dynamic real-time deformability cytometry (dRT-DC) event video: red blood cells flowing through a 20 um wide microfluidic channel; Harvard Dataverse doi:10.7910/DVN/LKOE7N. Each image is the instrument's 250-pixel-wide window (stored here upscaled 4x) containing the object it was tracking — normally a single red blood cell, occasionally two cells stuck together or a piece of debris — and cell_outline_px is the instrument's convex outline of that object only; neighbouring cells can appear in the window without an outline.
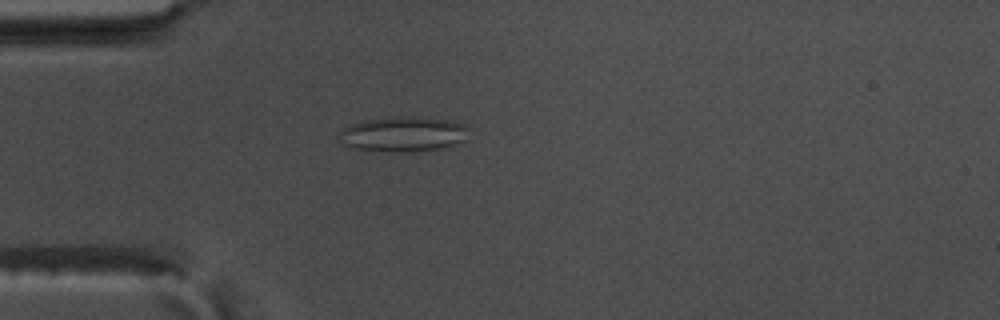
{"species": "common noctule bat (a hibernating species)", "species_latin": "Nyctalus noctula", "temperature_condition": "warm", "stored_images_in_passage": 58, "camera_frame_rate_fps": 3000, "um_per_image_px": 0.085, "animal": {"sex": "male", "body_mass_g": 17.5, "forearm_length_mm": 52.3}, "frame": {"image": 1, "passage_image": 17, "time_ms": 5.333, "image_size_px": [1000, 320], "cell_outline_px": [[468, 128], [464, 140], [456, 144], [440, 148], [404, 152], [396, 152], [352, 148], [344, 144], [336, 136], [344, 128], [352, 124], [364, 120], [400, 116], [416, 116], [444, 120], [464, 124]], "centroid_in_image_um": [34.23, 11.39], "position_along_channel_um": 50.8, "area_um2": 26.24}}
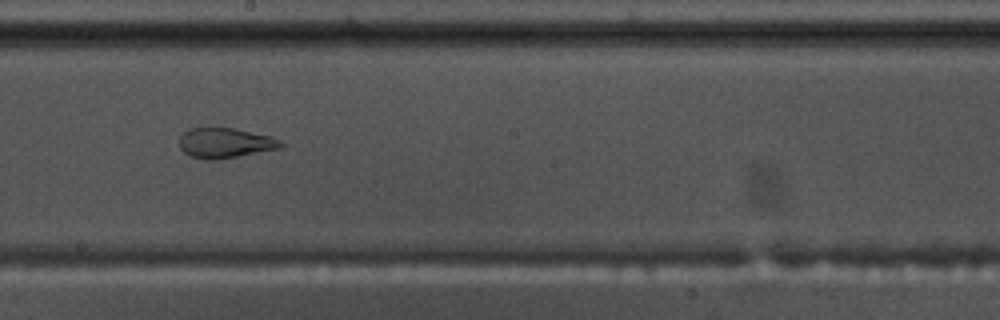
{"frame": {"image": 2, "passage_image": 33, "time_ms": 10.667, "image_size_px": [1000, 320], "cell_outline_px": [[284, 148], [212, 160], [208, 160], [188, 156], [180, 148], [180, 136], [188, 128], [232, 128], [272, 136], [280, 140], [284, 144]], "centroid_in_image_um": [19.15, 12.15], "position_along_channel_um": 229.0, "area_um2": 17.8}}
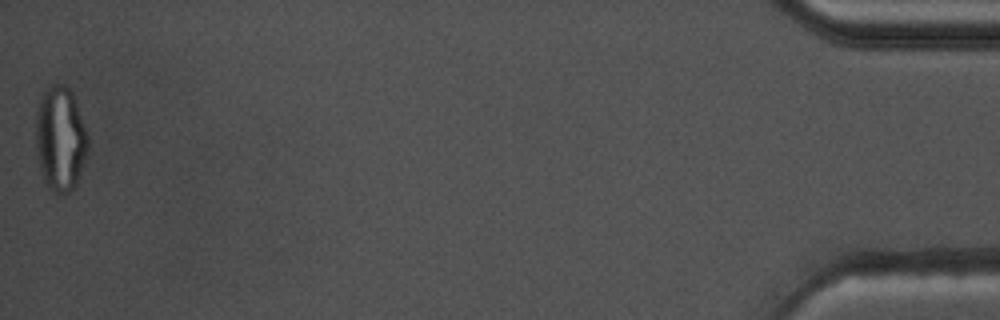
{"frame": {"image": 3, "passage_image": 58, "time_ms": 19.0, "image_size_px": [1000, 320], "cell_outline_px": [[88, 148], [76, 184], [68, 192], [56, 192], [44, 180], [40, 164], [36, 144], [36, 112], [40, 96], [52, 84], [64, 84], [72, 92], [84, 124], [88, 136]], "centroid_in_image_um": [5.13, 11.73], "position_along_channel_um": 430.1, "area_um2": 31.15}, "authors_computed_cell_mechanics": {"area_um2": 25.6921, "velocity_mm_per_s": 3.5644, "shape_relaxation_time_tau1_ms": null, "shape_relaxation_time_tau2_ms": 1.2083, "deformation_change_tau1": null, "deformation_change_tau2": 0.0807}}